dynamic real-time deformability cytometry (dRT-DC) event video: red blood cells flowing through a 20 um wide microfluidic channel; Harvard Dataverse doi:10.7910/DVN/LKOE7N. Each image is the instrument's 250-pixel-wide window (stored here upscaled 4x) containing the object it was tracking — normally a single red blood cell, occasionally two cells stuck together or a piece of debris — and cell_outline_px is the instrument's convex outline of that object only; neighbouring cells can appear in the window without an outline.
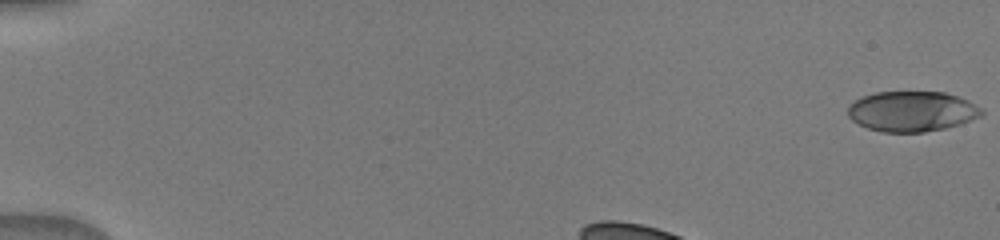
{"species": "human", "species_latin": "Homo sapiens", "temperature_condition": "warm", "stored_images_in_passage": 30, "camera_frame_rate_fps": 3000, "um_per_image_px": 0.085, "donor": {"sex": "male"}, "frame": {"image": 1, "passage_image": 1, "time_ms": 0.0, "image_size_px": [1000, 240], "cell_outline_px": [[984, 112], [980, 116], [960, 124], [944, 128], [924, 132], [880, 132], [868, 128], [852, 120], [848, 116], [848, 104], [864, 96], [876, 92], [944, 92], [968, 100], [980, 108]], "centroid_in_image_um": [77.49, 9.47], "position_along_channel_um": 7.5, "area_um2": 31.21}}
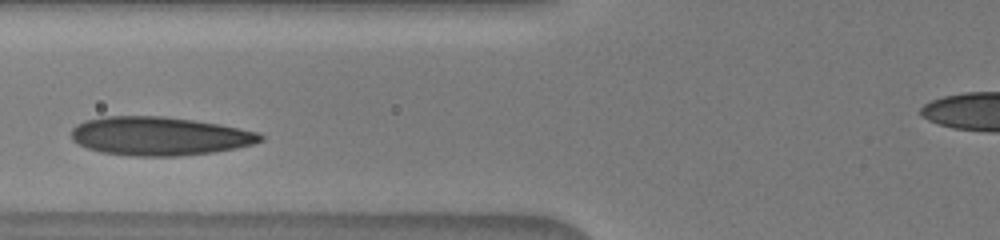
{"frame": {"image": 2, "passage_image": 9, "time_ms": 4.333, "image_size_px": [1000, 240], "cell_outline_px": [[264, 140], [252, 144], [236, 148], [212, 152], [180, 156], [132, 156], [100, 152], [88, 148], [72, 140], [72, 128], [76, 124], [84, 120], [100, 116], [164, 116], [220, 124], [260, 132], [264, 136]], "centroid_in_image_um": [13.55, 11.56], "position_along_channel_um": 112.3, "area_um2": 42.77}}
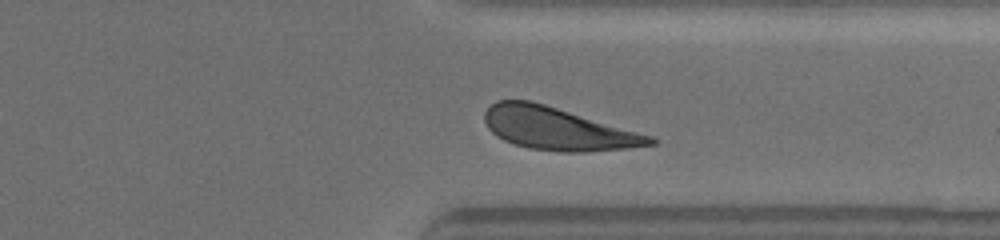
{"frame": {"image": 3, "passage_image": 27, "time_ms": 10.667, "image_size_px": [1000, 240], "cell_outline_px": [[660, 140], [656, 144], [628, 148], [584, 152], [560, 152], [528, 148], [504, 140], [496, 136], [488, 128], [484, 120], [484, 112], [496, 100], [532, 100], [652, 136]], "centroid_in_image_um": [47.41, 10.94], "position_along_channel_um": 364.0, "area_um2": 41.04}}